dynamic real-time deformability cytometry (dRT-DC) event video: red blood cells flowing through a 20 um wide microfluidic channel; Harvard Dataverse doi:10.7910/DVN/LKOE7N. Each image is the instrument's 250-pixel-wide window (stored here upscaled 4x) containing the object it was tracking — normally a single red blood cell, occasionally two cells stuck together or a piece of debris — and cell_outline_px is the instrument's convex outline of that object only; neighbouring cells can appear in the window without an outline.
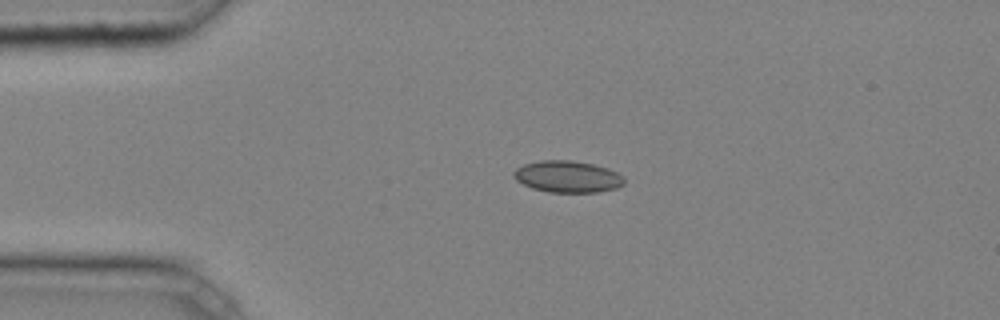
{"species": "common noctule bat (a hibernating species)", "species_latin": "Nyctalus noctula", "temperature_condition": "cold", "stored_images_in_passage": 4, "camera_frame_rate_fps": 3000, "um_per_image_px": 0.085, "animal": {"sex": "male", "body_mass_g": 20.4}, "frame": {"image": 1, "passage_image": 3, "time_ms": 0.667, "image_size_px": [1000, 320], "cell_outline_px": [[624, 184], [616, 188], [596, 192], [548, 192], [532, 188], [516, 180], [512, 176], [512, 172], [516, 168], [524, 164], [540, 160], [572, 160], [592, 164], [608, 168], [624, 176]], "centroid_in_image_um": [48.22, 15.01], "position_along_channel_um": 36.8, "area_um2": 20.46}}